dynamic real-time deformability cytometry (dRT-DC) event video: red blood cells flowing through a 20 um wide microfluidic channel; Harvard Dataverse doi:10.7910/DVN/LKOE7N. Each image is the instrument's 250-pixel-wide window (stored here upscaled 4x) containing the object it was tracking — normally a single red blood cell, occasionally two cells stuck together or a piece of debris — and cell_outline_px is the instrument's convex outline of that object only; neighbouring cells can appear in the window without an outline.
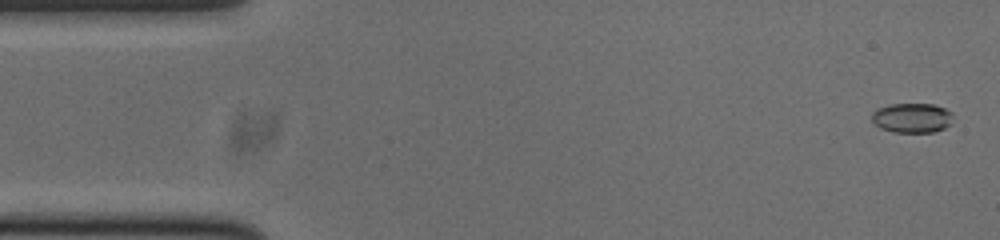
{"species": "common noctule bat (a hibernating species)", "species_latin": "Nyctalus noctula", "temperature_condition": "cold", "stored_images_in_passage": 48, "camera_frame_rate_fps": 3000, "um_per_image_px": 0.085, "animal": {"sex": "male", "body_mass_g": 20.0, "forearm_length_mm": 53.3}, "frame": {"image": 1, "passage_image": 2, "time_ms": 0.333, "image_size_px": [1000, 240], "cell_outline_px": [[952, 116], [948, 124], [944, 128], [932, 132], [892, 132], [880, 128], [872, 120], [872, 112], [876, 108], [888, 104], [932, 104], [944, 108], [952, 112]], "centroid_in_image_um": [77.47, 10.01], "position_along_channel_um": 7.5, "area_um2": 13.99}}
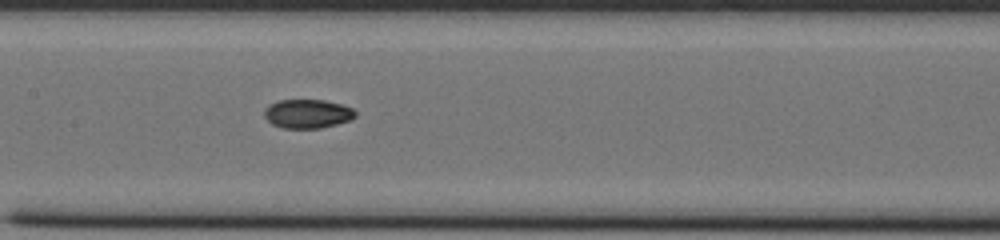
{"frame": {"image": 2, "passage_image": 25, "time_ms": 8.0, "image_size_px": [1000, 240], "cell_outline_px": [[356, 116], [352, 120], [320, 128], [284, 128], [272, 124], [264, 116], [264, 108], [268, 104], [276, 100], [324, 100], [344, 104], [352, 108], [356, 112]], "centroid_in_image_um": [26.14, 9.66], "position_along_channel_um": 181.3, "area_um2": 15.55}}
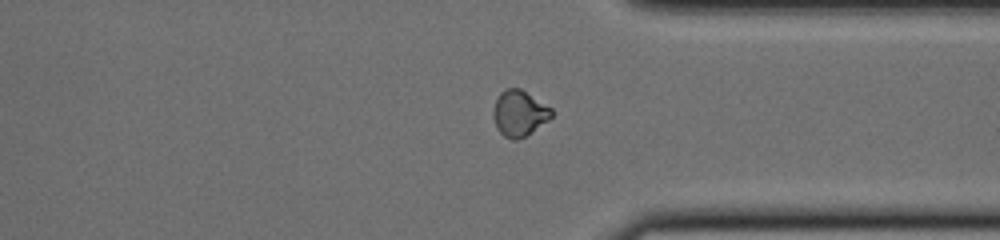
{"frame": {"image": 3, "passage_image": 40, "time_ms": 13.0, "image_size_px": [1000, 240], "cell_outline_px": [[552, 116], [548, 120], [524, 136], [516, 140], [512, 140], [504, 136], [496, 128], [492, 116], [492, 112], [496, 100], [500, 92], [504, 88], [520, 88], [552, 108]], "centroid_in_image_um": [44.1, 9.61], "position_along_channel_um": 367.3, "area_um2": 15.49}}